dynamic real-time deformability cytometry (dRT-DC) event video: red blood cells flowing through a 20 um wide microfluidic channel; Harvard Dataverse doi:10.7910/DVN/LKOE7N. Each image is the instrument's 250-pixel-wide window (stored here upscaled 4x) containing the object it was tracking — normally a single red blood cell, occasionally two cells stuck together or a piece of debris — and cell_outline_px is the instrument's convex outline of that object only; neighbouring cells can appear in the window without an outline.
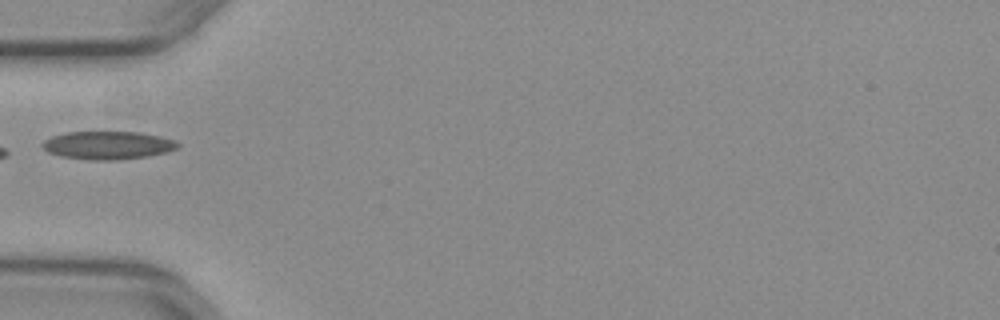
{"species": "common noctule bat (a hibernating species)", "species_latin": "Nyctalus noctula", "temperature_condition": "warm", "stored_images_in_passage": 23, "camera_frame_rate_fps": 3000, "um_per_image_px": 0.085, "animal": {"sex": "female", "body_mass_g": 29.2, "forearm_length_mm": 56.3}, "frame": {"image": 1, "passage_image": 1, "time_ms": 0.0, "image_size_px": [1000, 320], "cell_outline_px": [[180, 148], [168, 152], [148, 156], [116, 160], [92, 160], [60, 156], [48, 152], [40, 144], [44, 140], [52, 136], [64, 132], [140, 132], [160, 136], [176, 140], [180, 144]], "centroid_in_image_um": [9.2, 12.34], "position_along_channel_um": 75.8, "area_um2": 22.37}}